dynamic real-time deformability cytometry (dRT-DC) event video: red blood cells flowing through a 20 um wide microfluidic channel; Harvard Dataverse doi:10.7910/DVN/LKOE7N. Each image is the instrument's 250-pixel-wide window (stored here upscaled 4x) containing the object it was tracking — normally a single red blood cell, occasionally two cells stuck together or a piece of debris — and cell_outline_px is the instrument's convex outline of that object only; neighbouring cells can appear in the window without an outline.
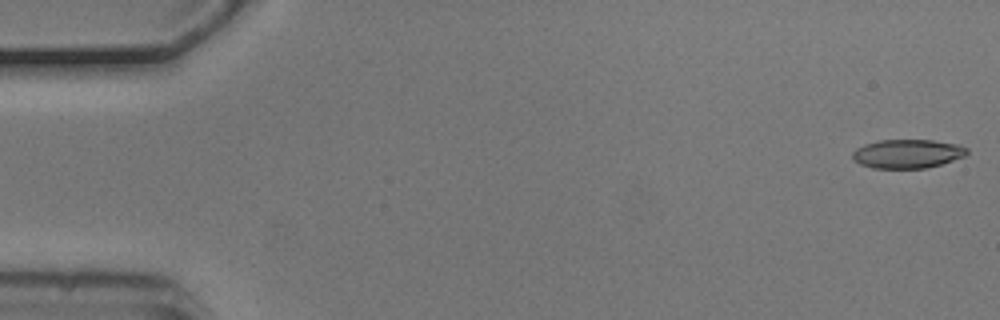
{"species": "common noctule bat (a hibernating species)", "species_latin": "Nyctalus noctula", "temperature_condition": "cold", "stored_images_in_passage": 54, "camera_frame_rate_fps": 3000, "um_per_image_px": 0.085, "animal": {"sex": "male", "body_mass_g": 20.5, "forearm_length_mm": 52.5}, "frame": {"image": 1, "passage_image": 1, "time_ms": 0.0, "image_size_px": [1000, 320], "cell_outline_px": [[968, 152], [964, 156], [928, 168], [872, 168], [860, 164], [852, 156], [852, 152], [856, 148], [864, 144], [880, 140], [932, 140], [956, 144], [968, 148]], "centroid_in_image_um": [77.12, 13.06], "position_along_channel_um": 7.9, "area_um2": 19.13}}
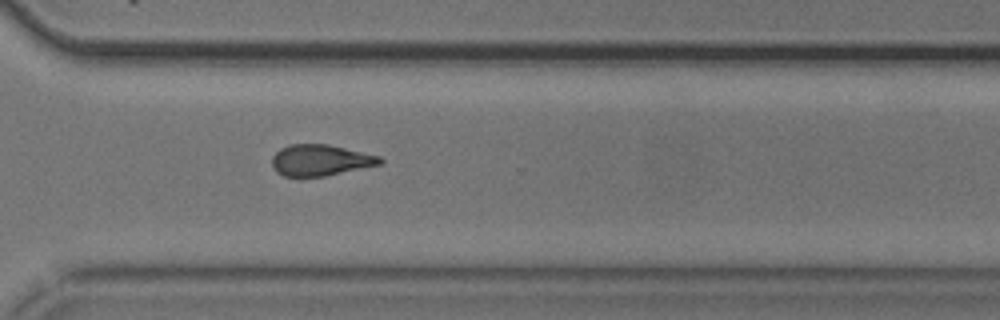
{"frame": {"image": 2, "passage_image": 39, "time_ms": 12.667, "image_size_px": [1000, 320], "cell_outline_px": [[384, 160], [380, 164], [324, 176], [284, 176], [276, 172], [272, 164], [272, 156], [280, 148], [288, 144], [328, 144], [380, 156]], "centroid_in_image_um": [27.2, 13.6], "position_along_channel_um": 343.4, "area_um2": 19.48}}
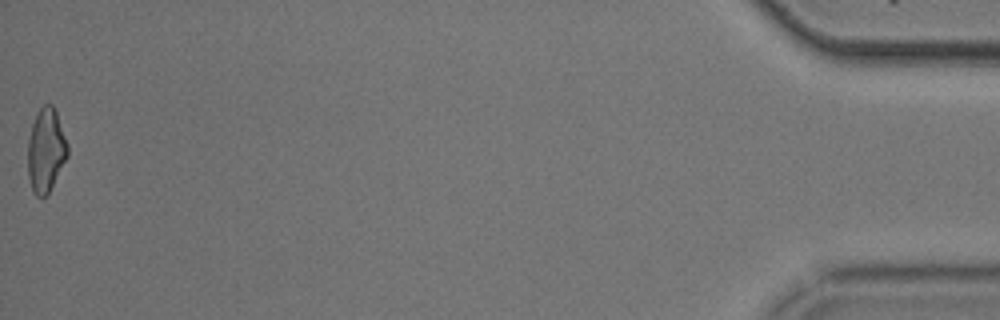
{"frame": {"image": 3, "passage_image": 54, "time_ms": 17.667, "image_size_px": [1000, 320], "cell_outline_px": [[68, 156], [48, 192], [44, 196], [36, 196], [32, 192], [28, 176], [28, 140], [32, 124], [36, 112], [44, 104], [52, 104], [56, 112], [68, 144]], "centroid_in_image_um": [3.89, 12.75], "position_along_channel_um": 431.3, "area_um2": 19.31}, "authors_computed_cell_mechanics": {"area_um2": 19.9988, "velocity_mm_per_s": 3.7289, "shape_relaxation_time_tau1_ms": 4.1796, "shape_relaxation_time_tau2_ms": 8.1095, "deformation_change_tau1": 0.1143, "deformation_change_tau2": 0.1922}}